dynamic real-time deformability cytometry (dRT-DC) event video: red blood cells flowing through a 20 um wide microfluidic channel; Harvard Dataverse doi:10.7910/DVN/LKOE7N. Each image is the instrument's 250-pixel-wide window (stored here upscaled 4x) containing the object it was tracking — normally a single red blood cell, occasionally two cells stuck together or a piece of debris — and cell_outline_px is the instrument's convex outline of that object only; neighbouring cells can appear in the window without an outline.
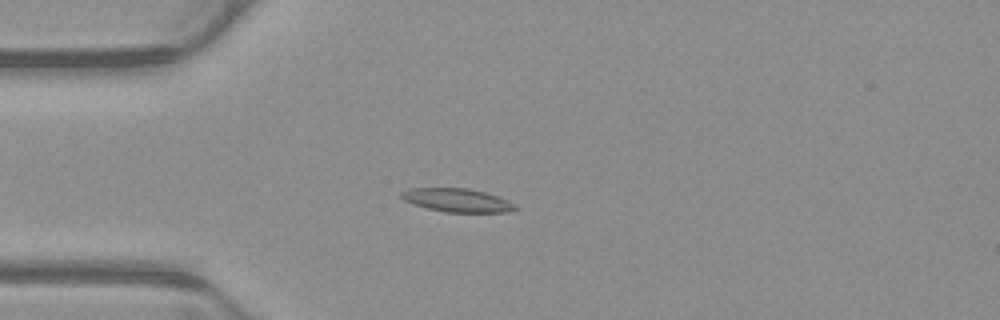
{"species": "common noctule bat (a hibernating species)", "species_latin": "Nyctalus noctula", "temperature_condition": "warm", "stored_images_in_passage": 54, "camera_frame_rate_fps": 3000, "um_per_image_px": 0.085, "animal": {"sex": "male", "body_mass_g": 23.1, "forearm_length_mm": 52.7}, "frame": {"image": 1, "passage_image": 15, "time_ms": 4.667, "image_size_px": [1000, 320], "cell_outline_px": [[520, 208], [508, 212], [444, 212], [412, 204], [404, 200], [400, 196], [400, 192], [408, 188], [468, 188], [484, 192], [496, 196], [516, 204]], "centroid_in_image_um": [38.84, 17.02], "position_along_channel_um": 46.2, "area_um2": 15.61}}
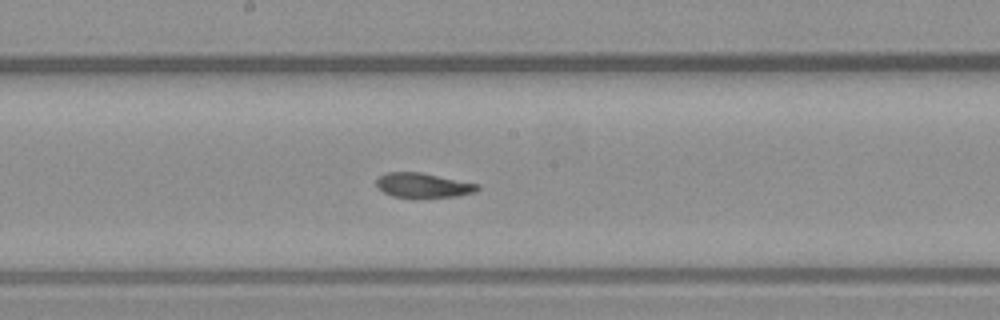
{"frame": {"image": 2, "passage_image": 29, "time_ms": 9.333, "image_size_px": [1000, 320], "cell_outline_px": [[480, 188], [476, 192], [456, 196], [412, 200], [392, 196], [384, 192], [376, 184], [376, 180], [380, 176], [388, 172], [420, 172], [480, 184]], "centroid_in_image_um": [35.98, 15.79], "position_along_channel_um": 212.2, "area_um2": 15.03}}
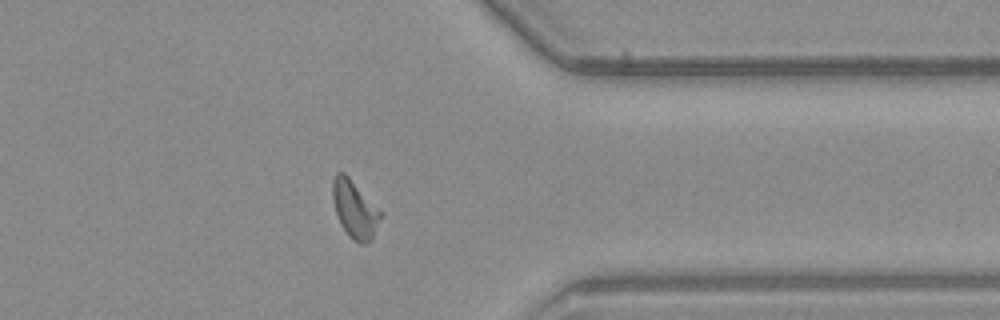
{"frame": {"image": 3, "passage_image": 43, "time_ms": 14.0, "image_size_px": [1000, 320], "cell_outline_px": [[380, 216], [372, 240], [364, 244], [360, 244], [352, 240], [348, 236], [340, 224], [336, 212], [332, 196], [332, 180], [336, 172], [344, 172], [348, 176], [380, 212]], "centroid_in_image_um": [30.1, 17.81], "position_along_channel_um": 381.3, "area_um2": 15.66}, "authors_computed_cell_mechanics": {"area_um2": 15.4326, "velocity_mm_per_s": 3.8688, "shape_relaxation_time_tau1_ms": 5.4788, "shape_relaxation_time_tau2_ms": 2.795, "deformation_change_tau1": 0.2127, "deformation_change_tau2": 0.1017}}